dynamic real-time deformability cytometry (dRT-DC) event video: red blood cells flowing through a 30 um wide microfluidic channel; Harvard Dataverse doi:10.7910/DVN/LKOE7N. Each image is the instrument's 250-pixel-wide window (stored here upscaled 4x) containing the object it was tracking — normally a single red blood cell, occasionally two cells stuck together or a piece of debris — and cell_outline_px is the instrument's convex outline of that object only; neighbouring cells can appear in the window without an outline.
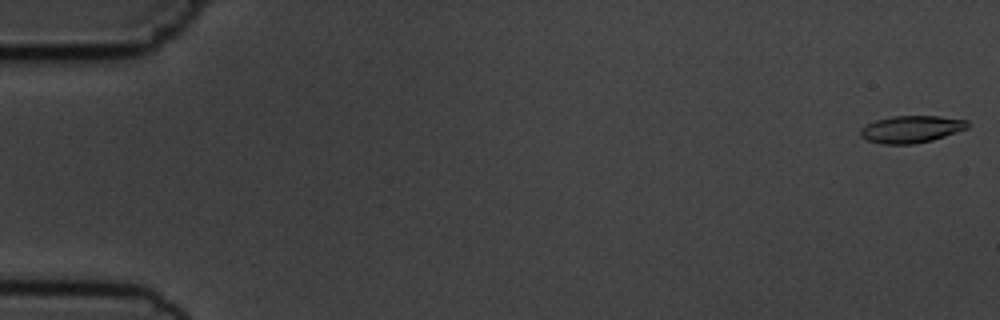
{"species": "common noctule bat (a hibernating species)", "species_latin": "Nyctalus noctula", "temperature_condition": "cold", "stored_images_in_passage": 55, "camera_frame_rate_fps": 3000, "um_per_image_px": 0.085, "animal": {"sex": "male", "body_mass_g": 19.5, "forearm_length_mm": 54.6}, "frame": {"image": 1, "passage_image": 1, "time_ms": 0.0, "image_size_px": [1000, 320], "cell_outline_px": [[968, 128], [932, 140], [912, 144], [880, 144], [868, 140], [860, 136], [860, 128], [876, 120], [892, 116], [940, 116], [968, 120]], "centroid_in_image_um": [77.45, 10.98], "position_along_channel_um": 7.6, "area_um2": 16.88}}
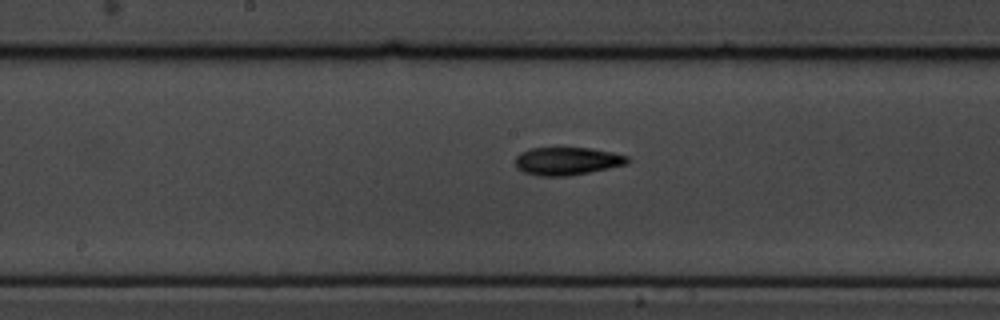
{"frame": {"image": 2, "passage_image": 29, "time_ms": 9.333, "image_size_px": [1000, 320], "cell_outline_px": [[628, 160], [624, 164], [608, 168], [568, 176], [540, 176], [524, 172], [516, 168], [516, 156], [520, 152], [528, 148], [592, 148], [612, 152], [628, 156]], "centroid_in_image_um": [48.15, 13.68], "position_along_channel_um": 200.0, "area_um2": 18.09}}
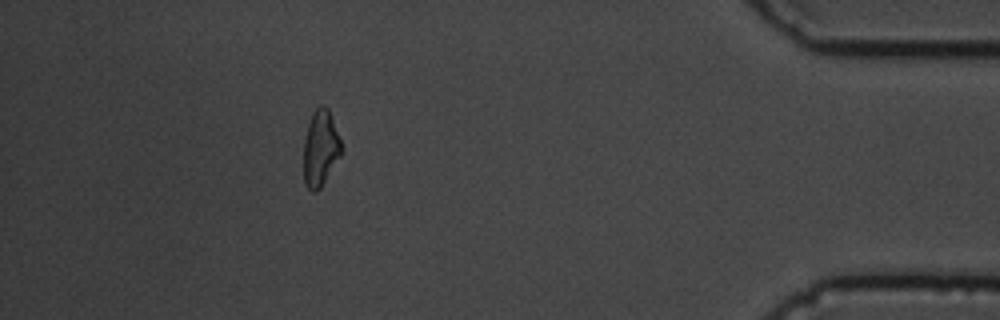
{"frame": {"image": 3, "passage_image": 50, "time_ms": 16.333, "image_size_px": [1000, 320], "cell_outline_px": [[344, 152], [320, 188], [316, 192], [312, 192], [308, 188], [304, 180], [304, 140], [308, 124], [312, 112], [320, 104], [324, 104], [328, 108], [344, 148]], "centroid_in_image_um": [27.27, 12.59], "position_along_channel_um": 407.9, "area_um2": 16.99}, "authors_computed_cell_mechanics": {"area_um2": 17.34, "velocity_mm_per_s": 3.6583, "shape_relaxation_time_tau1_ms": 2.7823, "shape_relaxation_time_tau2_ms": null, "deformation_change_tau1": 0.1302, "deformation_change_tau2": null}}